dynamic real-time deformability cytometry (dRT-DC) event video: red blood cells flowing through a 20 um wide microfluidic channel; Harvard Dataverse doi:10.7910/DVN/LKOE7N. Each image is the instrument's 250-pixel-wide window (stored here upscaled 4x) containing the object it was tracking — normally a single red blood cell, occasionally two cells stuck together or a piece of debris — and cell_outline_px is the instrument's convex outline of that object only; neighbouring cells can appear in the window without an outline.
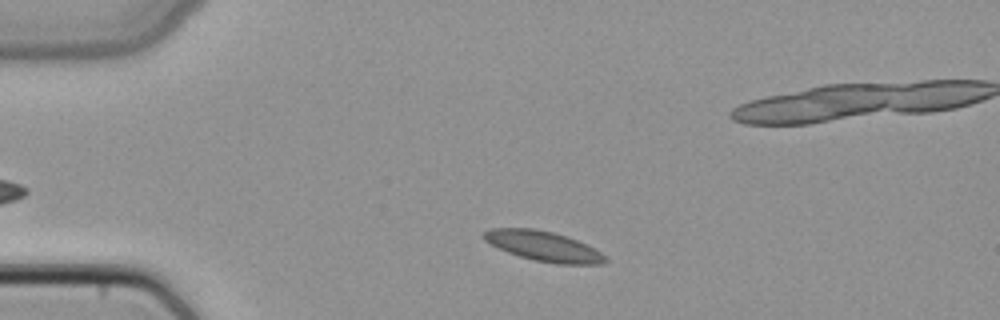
{"species": "common noctule bat (a hibernating species)", "species_latin": "Nyctalus noctula", "temperature_condition": "cold", "stored_images_in_passage": 4, "camera_frame_rate_fps": 3000, "um_per_image_px": 0.085, "animal": {"sex": "female", "body_mass_g": 22.7, "forearm_length_mm": 54.2}, "frame": {"image": 1, "passage_image": 2, "time_ms": 0.333, "image_size_px": [1000, 320], "cell_outline_px": [[608, 260], [604, 264], [556, 264], [536, 260], [520, 256], [508, 252], [484, 240], [484, 232], [488, 228], [536, 228], [568, 236], [588, 244], [600, 252]], "centroid_in_image_um": [46.23, 20.91], "position_along_channel_um": 38.8, "area_um2": 21.15}}